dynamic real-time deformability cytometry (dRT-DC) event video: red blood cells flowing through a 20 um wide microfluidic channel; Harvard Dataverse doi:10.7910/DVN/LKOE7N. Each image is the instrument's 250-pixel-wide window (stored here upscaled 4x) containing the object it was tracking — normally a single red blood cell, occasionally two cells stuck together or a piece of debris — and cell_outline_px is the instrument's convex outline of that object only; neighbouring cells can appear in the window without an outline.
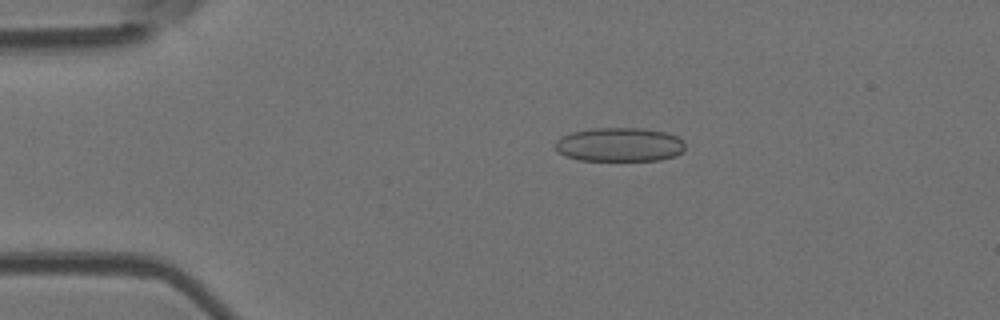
{"species": "Egyptian fruit bat (a non-hibernating species)", "species_latin": "Rousettus aegyptiacus", "temperature_condition": "room temperature", "stored_images_in_passage": 4, "camera_frame_rate_fps": 3000, "um_per_image_px": 0.085, "animal": {"sex": "female"}, "frame": {"image": 1, "passage_image": 4, "time_ms": 3.667, "image_size_px": [1000, 320], "cell_outline_px": [[684, 152], [676, 156], [660, 160], [580, 160], [568, 156], [560, 152], [556, 148], [556, 140], [560, 136], [572, 132], [592, 128], [640, 128], [668, 132], [684, 140]], "centroid_in_image_um": [52.71, 12.28], "position_along_channel_um": 32.3, "area_um2": 25.78}}